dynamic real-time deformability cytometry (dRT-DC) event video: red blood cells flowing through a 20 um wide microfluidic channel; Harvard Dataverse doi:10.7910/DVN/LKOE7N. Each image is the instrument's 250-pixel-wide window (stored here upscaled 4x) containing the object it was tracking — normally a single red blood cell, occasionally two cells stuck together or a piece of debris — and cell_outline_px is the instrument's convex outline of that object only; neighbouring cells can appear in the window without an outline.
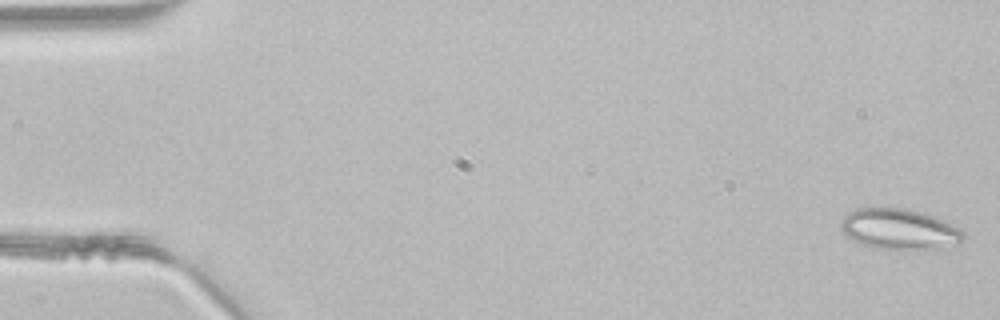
{"species": "common noctule bat (a hibernating species)", "species_latin": "Nyctalus noctula", "temperature_condition": "room temperature", "stored_images_in_passage": 47, "segment_of_instrument_passage": [1, 2], "camera_frame_rate_fps": 3000, "um_per_image_px": 0.085, "animal": {"sex": "male", "body_mass_g": 21.5, "forearm_length_mm": 52.0}, "frame": {"image": 1, "passage_image": 1, "time_ms": 0.0, "image_size_px": [1000, 320], "cell_outline_px": [[968, 236], [964, 240], [936, 248], [876, 248], [860, 244], [848, 236], [840, 228], [840, 224], [844, 216], [848, 212], [856, 208], [884, 204], [888, 204], [920, 212], [932, 216], [964, 232]], "centroid_in_image_um": [76.34, 19.41], "position_along_channel_um": 8.7, "area_um2": 28.96}}
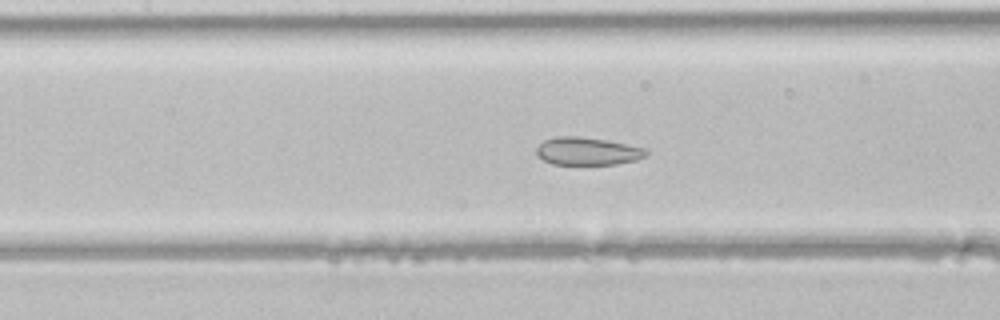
{"frame": {"image": 2, "passage_image": 21, "time_ms": 6.667, "image_size_px": [1000, 320], "cell_outline_px": [[648, 152], [644, 156], [636, 160], [616, 164], [552, 164], [544, 160], [536, 152], [536, 148], [544, 140], [556, 136], [580, 136], [608, 140], [628, 144], [644, 148]], "centroid_in_image_um": [49.93, 12.84], "position_along_channel_um": 157.5, "area_um2": 17.69}}
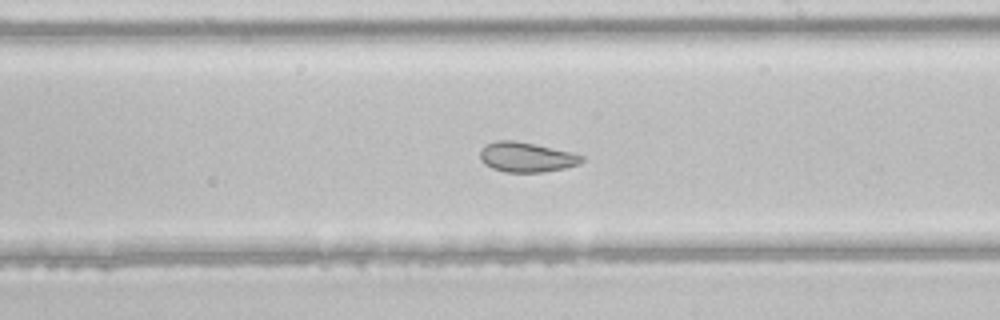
{"frame": {"image": 3, "passage_image": 27, "time_ms": 8.667, "image_size_px": [1000, 320], "cell_outline_px": [[584, 160], [580, 164], [564, 168], [540, 172], [508, 172], [492, 168], [484, 164], [480, 160], [480, 152], [488, 144], [496, 140], [512, 140], [572, 152], [584, 156]], "centroid_in_image_um": [44.76, 13.36], "position_along_channel_um": 244.2, "area_um2": 17.46}}